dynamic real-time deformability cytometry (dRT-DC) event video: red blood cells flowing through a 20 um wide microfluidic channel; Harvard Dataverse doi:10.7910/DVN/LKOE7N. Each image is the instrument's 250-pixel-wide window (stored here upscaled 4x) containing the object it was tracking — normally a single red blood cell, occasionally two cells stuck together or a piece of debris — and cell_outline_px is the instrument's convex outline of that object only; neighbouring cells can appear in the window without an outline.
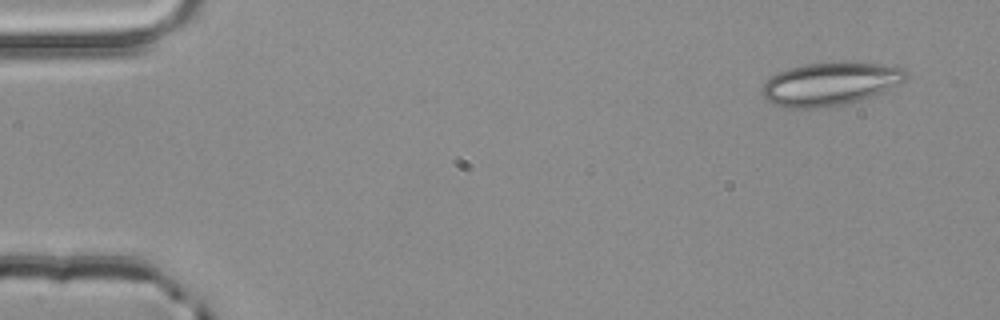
{"species": "common noctule bat (a hibernating species)", "species_latin": "Nyctalus noctula", "temperature_condition": "room temperature", "stored_images_in_passage": 3, "camera_frame_rate_fps": 3000, "um_per_image_px": 0.085, "animal": {"sex": "male", "body_mass_g": 20.4}, "frame": {"image": 1, "passage_image": 1, "time_ms": 0.0, "image_size_px": [1000, 320], "cell_outline_px": [[908, 76], [900, 84], [872, 96], [860, 100], [844, 104], [820, 108], [784, 108], [772, 104], [764, 100], [760, 92], [764, 84], [772, 76], [788, 68], [804, 64], [832, 60], [848, 60], [884, 64], [904, 68], [908, 72]], "centroid_in_image_um": [70.57, 7.1], "position_along_channel_um": 14.4, "area_um2": 37.17}}